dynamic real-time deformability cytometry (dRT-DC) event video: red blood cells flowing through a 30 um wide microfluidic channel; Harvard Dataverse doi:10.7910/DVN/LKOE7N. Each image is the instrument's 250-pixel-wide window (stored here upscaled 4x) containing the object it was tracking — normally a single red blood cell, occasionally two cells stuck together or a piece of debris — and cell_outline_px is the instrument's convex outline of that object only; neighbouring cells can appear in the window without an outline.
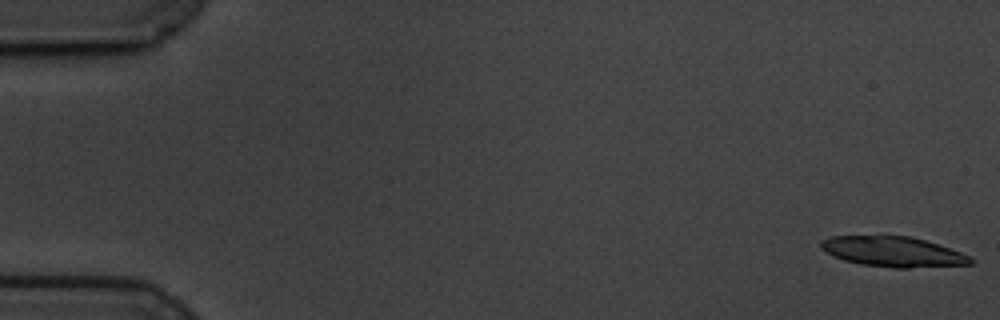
{"species": "common noctule bat (a hibernating species)", "species_latin": "Nyctalus noctula", "temperature_condition": "cold", "stored_images_in_passage": 30, "camera_frame_rate_fps": 3000, "um_per_image_px": 0.085, "animal": {"sex": "male", "body_mass_g": 19.5, "forearm_length_mm": 54.6}, "frame": {"image": 1, "passage_image": 1, "time_ms": 0.0, "image_size_px": [1000, 320], "cell_outline_px": [[972, 264], [908, 268], [892, 268], [860, 264], [844, 260], [832, 256], [820, 248], [820, 240], [832, 236], [908, 236], [924, 240], [972, 256]], "centroid_in_image_um": [75.87, 21.4], "position_along_channel_um": 9.1, "area_um2": 26.24}}
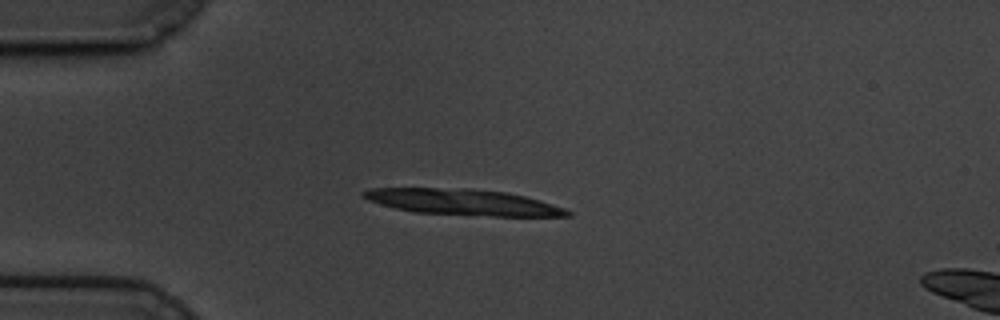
{"frame": {"image": 2, "passage_image": 15, "time_ms": 4.667, "image_size_px": [1000, 320], "cell_outline_px": [[572, 216], [492, 216], [412, 212], [380, 204], [368, 200], [360, 196], [360, 192], [372, 188], [468, 188], [508, 192], [540, 200], [564, 208], [572, 212]], "centroid_in_image_um": [39.34, 17.17], "position_along_channel_um": 45.7, "area_um2": 30.98}}
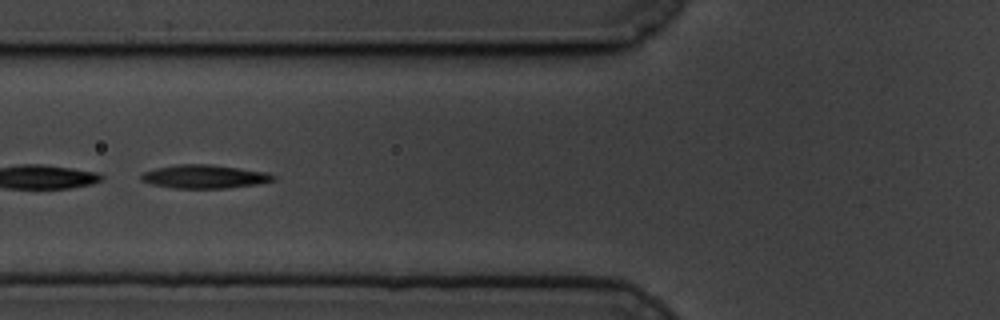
{"frame": {"image": 3, "passage_image": 23, "time_ms": 7.333, "image_size_px": [1000, 320], "cell_outline_px": [[276, 180], [256, 184], [228, 188], [172, 188], [152, 184], [140, 180], [140, 176], [144, 172], [156, 168], [180, 164], [212, 164], [268, 172], [276, 176]], "centroid_in_image_um": [17.4, 15.01], "position_along_channel_um": 108.4, "area_um2": 18.15}}